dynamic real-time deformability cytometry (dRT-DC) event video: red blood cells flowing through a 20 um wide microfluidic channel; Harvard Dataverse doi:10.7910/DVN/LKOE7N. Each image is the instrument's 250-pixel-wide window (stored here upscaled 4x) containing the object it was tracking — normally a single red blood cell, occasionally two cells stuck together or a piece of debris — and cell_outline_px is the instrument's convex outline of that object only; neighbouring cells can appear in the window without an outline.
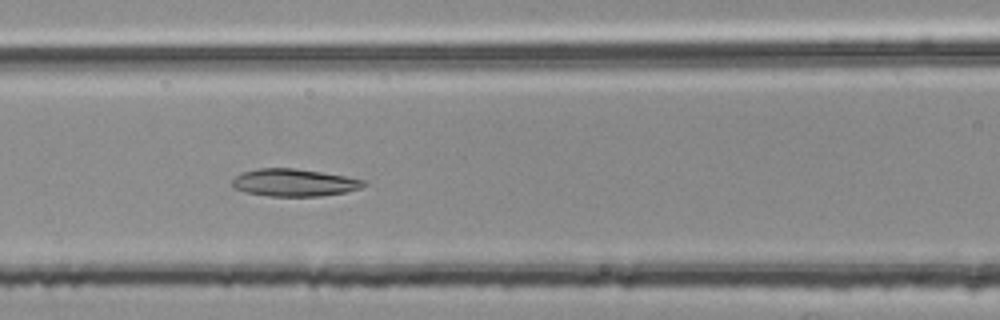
{"species": "common noctule bat (a hibernating species)", "species_latin": "Nyctalus noctula", "temperature_condition": "room temperature", "stored_images_in_passage": 3, "camera_frame_rate_fps": 3000, "um_per_image_px": 0.085, "animal": {"sex": "female", "body_mass_g": 25.1}, "frame": {"image": 1, "passage_image": 3, "time_ms": 0.667, "image_size_px": [1000, 320], "cell_outline_px": [[368, 184], [360, 188], [344, 192], [320, 196], [268, 196], [244, 192], [232, 188], [232, 180], [240, 172], [256, 168], [296, 168], [368, 180]], "centroid_in_image_um": [24.97, 15.52], "position_along_channel_um": 141.6, "area_um2": 21.21}}